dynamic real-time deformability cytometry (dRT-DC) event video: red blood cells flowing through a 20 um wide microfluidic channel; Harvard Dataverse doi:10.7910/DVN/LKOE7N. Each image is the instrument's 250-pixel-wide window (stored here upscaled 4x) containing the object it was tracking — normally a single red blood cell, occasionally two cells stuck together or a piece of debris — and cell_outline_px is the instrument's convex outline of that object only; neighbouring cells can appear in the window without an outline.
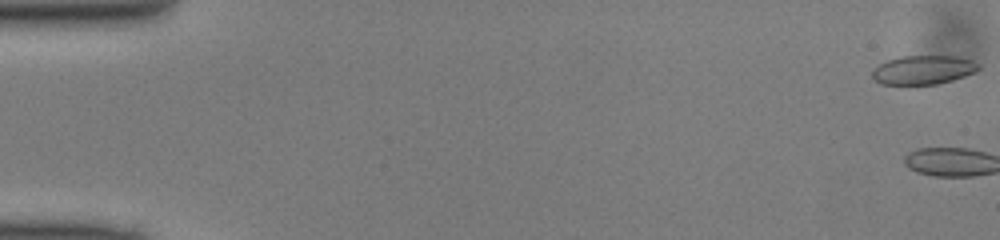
{"species": "common noctule bat (a hibernating species)", "species_latin": "Nyctalus noctula", "temperature_condition": "cold", "stored_images_in_passage": 2, "camera_frame_rate_fps": 3000, "um_per_image_px": 0.085, "animal": {"sex": "male", "body_mass_g": 13.0, "forearm_length_mm": 53.1}, "frame": {"image": 1, "passage_image": 1, "time_ms": 0.0, "image_size_px": [1000, 240], "cell_outline_px": [[980, 68], [976, 72], [952, 80], [936, 84], [880, 84], [872, 76], [872, 72], [880, 64], [888, 60], [900, 56], [956, 56], [972, 60], [980, 64]], "centroid_in_image_um": [78.52, 5.93], "position_along_channel_um": 6.5, "area_um2": 17.8}}